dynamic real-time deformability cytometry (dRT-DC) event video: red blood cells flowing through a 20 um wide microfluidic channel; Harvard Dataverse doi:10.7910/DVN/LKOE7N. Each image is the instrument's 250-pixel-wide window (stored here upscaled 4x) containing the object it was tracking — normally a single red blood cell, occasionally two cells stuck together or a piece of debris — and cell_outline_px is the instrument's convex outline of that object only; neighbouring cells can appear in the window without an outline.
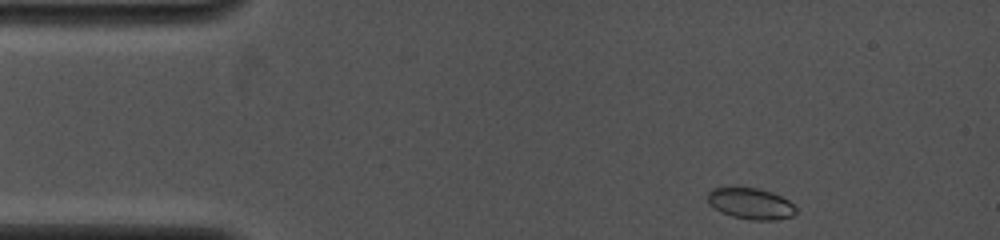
{"species": "common noctule bat (a hibernating species)", "species_latin": "Nyctalus noctula", "temperature_condition": "cold", "stored_images_in_passage": 37, "camera_frame_rate_fps": 4000, "um_per_image_px": 0.085, "animal": {"sex": "female", "body_mass_g": 19.0, "forearm_length_mm": 53.3}, "frame": {"image": 1, "passage_image": 1, "time_ms": 0.0, "image_size_px": [1000, 240], "cell_outline_px": [[796, 212], [792, 216], [776, 220], [752, 220], [732, 216], [708, 204], [708, 192], [712, 188], [760, 188], [772, 192], [788, 200], [796, 208]], "centroid_in_image_um": [63.83, 17.31], "position_along_channel_um": 21.2, "area_um2": 15.84}}
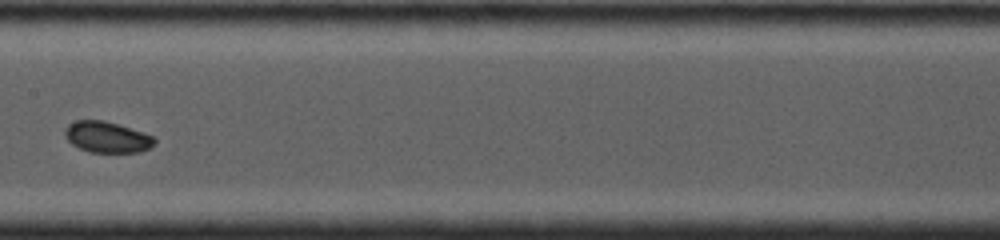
{"frame": {"image": 2, "passage_image": 16, "time_ms": 6.0, "image_size_px": [1000, 240], "cell_outline_px": [[156, 144], [140, 152], [88, 152], [72, 144], [64, 136], [64, 128], [68, 124], [76, 120], [104, 120], [152, 136], [156, 140]], "centroid_in_image_um": [9.05, 11.66], "position_along_channel_um": 198.4, "area_um2": 16.07}}
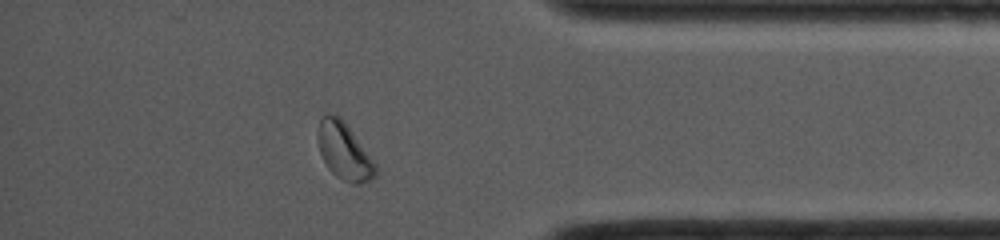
{"frame": {"image": 3, "passage_image": 30, "time_ms": 11.25, "image_size_px": [1000, 240], "cell_outline_px": [[376, 176], [372, 180], [356, 184], [352, 184], [336, 176], [328, 168], [320, 152], [316, 136], [316, 132], [320, 116], [336, 112], [344, 120], [376, 164]], "centroid_in_image_um": [29.22, 12.81], "position_along_channel_um": 406.0, "area_um2": 19.36}, "authors_computed_cell_mechanics": {"area_um2": 16.184, "velocity_mm_per_s": 4.1519, "shape_relaxation_time_tau1_ms": 3.2497, "shape_relaxation_time_tau2_ms": 2.2503, "deformation_change_tau1": 0.0602, "deformation_change_tau2": 0.0361}}